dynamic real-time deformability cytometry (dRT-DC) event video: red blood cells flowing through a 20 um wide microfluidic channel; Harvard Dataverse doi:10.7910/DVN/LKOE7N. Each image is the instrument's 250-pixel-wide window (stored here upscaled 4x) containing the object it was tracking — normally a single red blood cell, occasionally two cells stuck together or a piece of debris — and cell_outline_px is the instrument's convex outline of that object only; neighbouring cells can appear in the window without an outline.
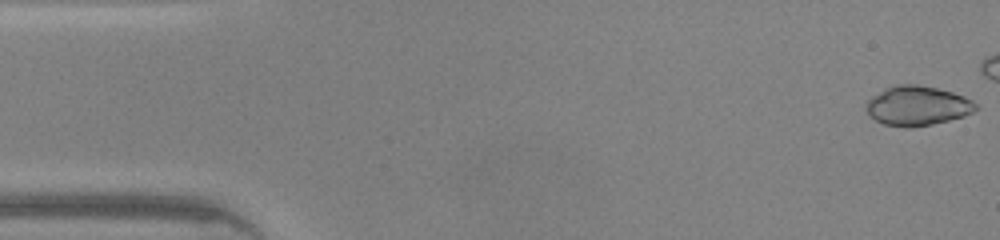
{"species": "common noctule bat (a hibernating species)", "species_latin": "Nyctalus noctula", "temperature_condition": "warm", "stored_images_in_passage": 22, "camera_frame_rate_fps": 3000, "um_per_image_px": 0.085, "animal": {"sex": "male", "body_mass_g": 20.0, "forearm_length_mm": 53.3}, "frame": {"image": 1, "passage_image": 1, "time_ms": 0.0, "image_size_px": [1000, 240], "cell_outline_px": [[980, 108], [964, 116], [932, 124], [908, 128], [904, 128], [884, 124], [876, 120], [868, 112], [868, 100], [872, 96], [884, 88], [896, 84], [916, 84], [936, 88], [952, 92], [964, 96], [972, 100]], "centroid_in_image_um": [78.0, 8.98], "position_along_channel_um": 7.0, "area_um2": 25.14}}
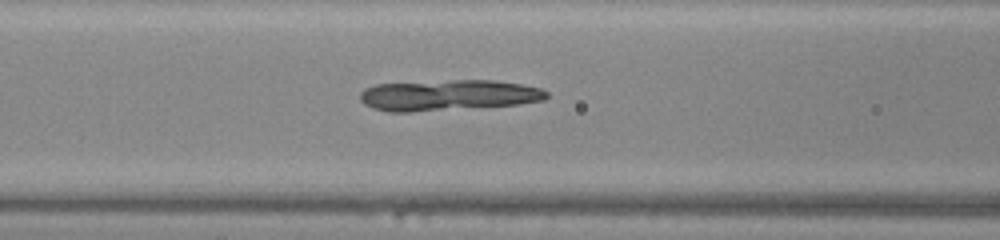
{"frame": {"image": 2, "passage_image": 18, "time_ms": 5.667, "image_size_px": [1000, 240], "cell_outline_px": [[548, 96], [544, 100], [520, 104], [412, 112], [388, 112], [372, 108], [364, 104], [360, 100], [360, 92], [364, 88], [376, 84], [456, 80], [496, 80], [520, 84], [540, 88], [548, 92]], "centroid_in_image_um": [38.08, 8.09], "position_along_channel_um": 128.5, "area_um2": 33.58}}
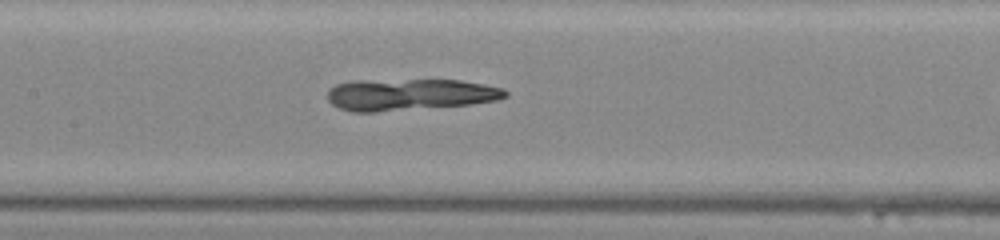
{"frame": {"image": 3, "passage_image": 21, "time_ms": 6.667, "image_size_px": [1000, 240], "cell_outline_px": [[508, 96], [500, 100], [472, 104], [376, 112], [352, 112], [340, 108], [332, 104], [328, 100], [328, 88], [336, 84], [352, 80], [460, 80], [484, 84], [504, 88], [508, 92]], "centroid_in_image_um": [34.84, 8.03], "position_along_channel_um": 172.6, "area_um2": 33.12}}